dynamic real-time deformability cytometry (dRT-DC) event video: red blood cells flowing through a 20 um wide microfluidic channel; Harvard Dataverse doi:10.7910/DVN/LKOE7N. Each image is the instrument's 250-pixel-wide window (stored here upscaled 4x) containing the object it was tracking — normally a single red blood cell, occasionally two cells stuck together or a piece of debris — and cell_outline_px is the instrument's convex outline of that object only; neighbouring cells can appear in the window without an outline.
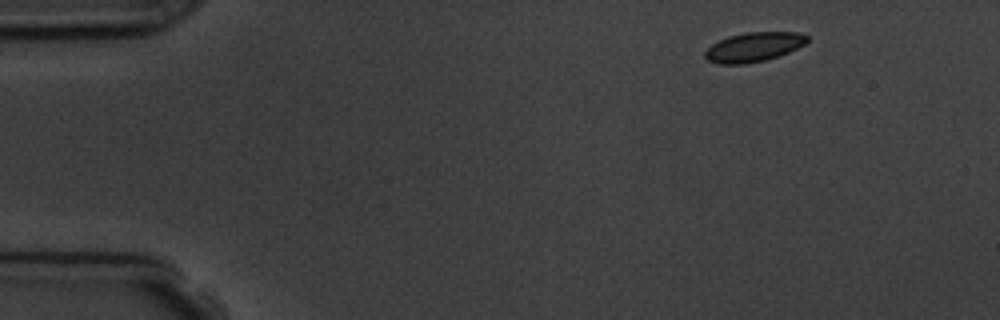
{"species": "common noctule bat (a hibernating species)", "species_latin": "Nyctalus noctula", "temperature_condition": "room temperature", "stored_images_in_passage": 6, "camera_frame_rate_fps": 3000, "um_per_image_px": 0.085, "animal": {"sex": "male", "body_mass_g": 19.5, "forearm_length_mm": 54.6}, "frame": {"image": 1, "passage_image": 1, "time_ms": 0.0, "image_size_px": [1000, 320], "cell_outline_px": [[808, 40], [804, 44], [788, 52], [764, 60], [744, 64], [716, 64], [708, 60], [704, 56], [704, 52], [712, 44], [728, 36], [748, 32], [800, 32], [808, 36]], "centroid_in_image_um": [64.04, 3.99], "position_along_channel_um": 21.0, "area_um2": 17.34}}
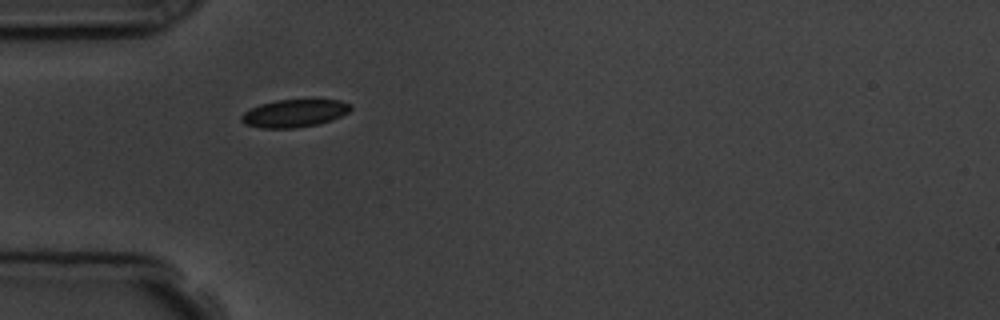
{"frame": {"image": 2, "passage_image": 3, "time_ms": 3.333, "image_size_px": [1000, 320], "cell_outline_px": [[352, 108], [348, 112], [332, 120], [316, 124], [296, 128], [260, 128], [244, 124], [240, 120], [240, 116], [244, 112], [260, 104], [276, 100], [340, 100], [352, 104]], "centroid_in_image_um": [25.0, 9.63], "position_along_channel_um": 60.0, "area_um2": 17.63}}